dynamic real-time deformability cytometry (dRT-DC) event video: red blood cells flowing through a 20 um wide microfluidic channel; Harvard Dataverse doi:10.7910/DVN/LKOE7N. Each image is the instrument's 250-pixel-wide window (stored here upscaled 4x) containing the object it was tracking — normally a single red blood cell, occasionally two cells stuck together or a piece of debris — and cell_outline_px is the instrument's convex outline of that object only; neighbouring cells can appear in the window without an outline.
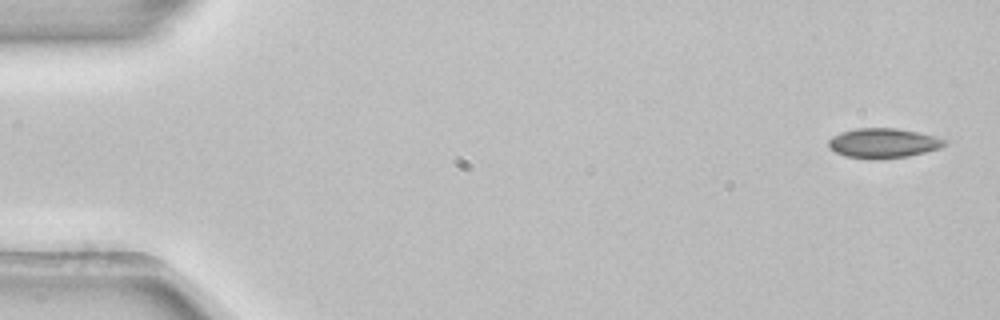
{"species": "common noctule bat (a hibernating species)", "species_latin": "Nyctalus noctula", "temperature_condition": "room temperature", "stored_images_in_passage": 3, "camera_frame_rate_fps": 3000, "um_per_image_px": 0.085, "animal": {"sex": "female", "body_mass_g": 22.7, "forearm_length_mm": 54.2}, "frame": {"image": 1, "passage_image": 1, "time_ms": 0.0, "image_size_px": [1000, 320], "cell_outline_px": [[948, 144], [940, 148], [908, 156], [880, 160], [872, 160], [844, 156], [836, 152], [828, 144], [828, 140], [832, 136], [840, 132], [856, 128], [896, 128], [936, 136], [948, 140]], "centroid_in_image_um": [75.09, 12.17], "position_along_channel_um": 9.9, "area_um2": 20.35}}
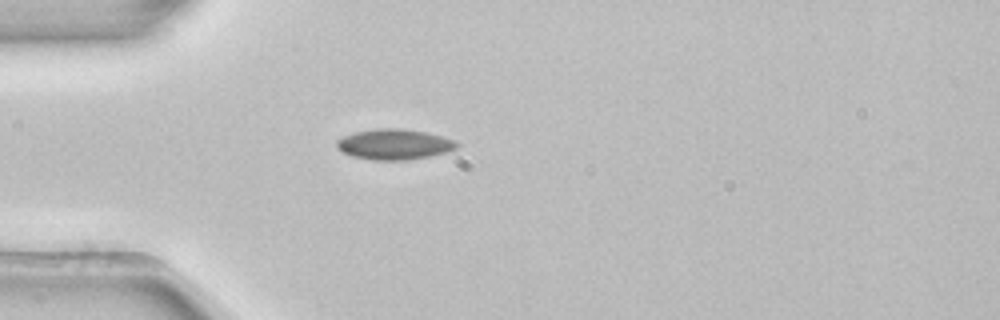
{"frame": {"image": 2, "passage_image": 3, "time_ms": 0.667, "image_size_px": [1000, 320], "cell_outline_px": [[460, 144], [456, 148], [448, 152], [408, 160], [372, 160], [352, 156], [336, 148], [336, 140], [344, 136], [356, 132], [376, 128], [400, 128], [424, 132], [456, 140]], "centroid_in_image_um": [33.51, 12.27], "position_along_channel_um": 51.5, "area_um2": 21.33}}